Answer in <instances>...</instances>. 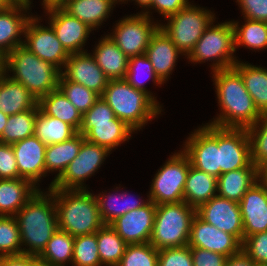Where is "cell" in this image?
I'll return each instance as SVG.
<instances>
[{"mask_svg":"<svg viewBox=\"0 0 267 266\" xmlns=\"http://www.w3.org/2000/svg\"><path fill=\"white\" fill-rule=\"evenodd\" d=\"M261 181L265 184L267 190V180H261Z\"/></svg>","mask_w":267,"mask_h":266,"instance_id":"obj_63","label":"cell"},{"mask_svg":"<svg viewBox=\"0 0 267 266\" xmlns=\"http://www.w3.org/2000/svg\"><path fill=\"white\" fill-rule=\"evenodd\" d=\"M98 253L103 266H117L127 243L110 226L104 225L96 232Z\"/></svg>","mask_w":267,"mask_h":266,"instance_id":"obj_38","label":"cell"},{"mask_svg":"<svg viewBox=\"0 0 267 266\" xmlns=\"http://www.w3.org/2000/svg\"><path fill=\"white\" fill-rule=\"evenodd\" d=\"M220 113L208 124L221 128L248 129L261 117L241 75L232 67L213 71Z\"/></svg>","mask_w":267,"mask_h":266,"instance_id":"obj_1","label":"cell"},{"mask_svg":"<svg viewBox=\"0 0 267 266\" xmlns=\"http://www.w3.org/2000/svg\"><path fill=\"white\" fill-rule=\"evenodd\" d=\"M243 220V241L247 236L267 231V190L259 180L239 202Z\"/></svg>","mask_w":267,"mask_h":266,"instance_id":"obj_22","label":"cell"},{"mask_svg":"<svg viewBox=\"0 0 267 266\" xmlns=\"http://www.w3.org/2000/svg\"><path fill=\"white\" fill-rule=\"evenodd\" d=\"M189 157L180 149L158 169L147 198L155 205L184 201V187L190 167Z\"/></svg>","mask_w":267,"mask_h":266,"instance_id":"obj_9","label":"cell"},{"mask_svg":"<svg viewBox=\"0 0 267 266\" xmlns=\"http://www.w3.org/2000/svg\"><path fill=\"white\" fill-rule=\"evenodd\" d=\"M145 55L151 62L156 75L163 83H166L176 67L177 58L184 54L159 27L152 35Z\"/></svg>","mask_w":267,"mask_h":266,"instance_id":"obj_23","label":"cell"},{"mask_svg":"<svg viewBox=\"0 0 267 266\" xmlns=\"http://www.w3.org/2000/svg\"><path fill=\"white\" fill-rule=\"evenodd\" d=\"M4 73V59L0 56V77Z\"/></svg>","mask_w":267,"mask_h":266,"instance_id":"obj_61","label":"cell"},{"mask_svg":"<svg viewBox=\"0 0 267 266\" xmlns=\"http://www.w3.org/2000/svg\"><path fill=\"white\" fill-rule=\"evenodd\" d=\"M101 97L115 116L136 132L163 111L147 93L135 89L125 79L109 80Z\"/></svg>","mask_w":267,"mask_h":266,"instance_id":"obj_4","label":"cell"},{"mask_svg":"<svg viewBox=\"0 0 267 266\" xmlns=\"http://www.w3.org/2000/svg\"><path fill=\"white\" fill-rule=\"evenodd\" d=\"M14 217L20 231L22 254L38 257L58 230L54 196L49 191L38 190Z\"/></svg>","mask_w":267,"mask_h":266,"instance_id":"obj_2","label":"cell"},{"mask_svg":"<svg viewBox=\"0 0 267 266\" xmlns=\"http://www.w3.org/2000/svg\"><path fill=\"white\" fill-rule=\"evenodd\" d=\"M116 116L110 106L100 96L95 104L82 115V123H102L115 119Z\"/></svg>","mask_w":267,"mask_h":266,"instance_id":"obj_49","label":"cell"},{"mask_svg":"<svg viewBox=\"0 0 267 266\" xmlns=\"http://www.w3.org/2000/svg\"><path fill=\"white\" fill-rule=\"evenodd\" d=\"M148 15L137 13L118 20L113 32L108 35L128 57L145 54L152 35L160 22H154Z\"/></svg>","mask_w":267,"mask_h":266,"instance_id":"obj_10","label":"cell"},{"mask_svg":"<svg viewBox=\"0 0 267 266\" xmlns=\"http://www.w3.org/2000/svg\"><path fill=\"white\" fill-rule=\"evenodd\" d=\"M217 195V178L190 164L184 187V202L198 208Z\"/></svg>","mask_w":267,"mask_h":266,"instance_id":"obj_32","label":"cell"},{"mask_svg":"<svg viewBox=\"0 0 267 266\" xmlns=\"http://www.w3.org/2000/svg\"><path fill=\"white\" fill-rule=\"evenodd\" d=\"M250 140L251 162L259 169L267 163V112L247 129Z\"/></svg>","mask_w":267,"mask_h":266,"instance_id":"obj_42","label":"cell"},{"mask_svg":"<svg viewBox=\"0 0 267 266\" xmlns=\"http://www.w3.org/2000/svg\"><path fill=\"white\" fill-rule=\"evenodd\" d=\"M132 1H135V4L136 3L138 4L137 6H140L141 8H143V11H141L140 13H144V11L149 9V7L151 6V2H152V0H131V2Z\"/></svg>","mask_w":267,"mask_h":266,"instance_id":"obj_57","label":"cell"},{"mask_svg":"<svg viewBox=\"0 0 267 266\" xmlns=\"http://www.w3.org/2000/svg\"><path fill=\"white\" fill-rule=\"evenodd\" d=\"M158 266H193L190 246L159 250Z\"/></svg>","mask_w":267,"mask_h":266,"instance_id":"obj_47","label":"cell"},{"mask_svg":"<svg viewBox=\"0 0 267 266\" xmlns=\"http://www.w3.org/2000/svg\"><path fill=\"white\" fill-rule=\"evenodd\" d=\"M26 266H49V265L40 262L38 258L35 256L26 255Z\"/></svg>","mask_w":267,"mask_h":266,"instance_id":"obj_55","label":"cell"},{"mask_svg":"<svg viewBox=\"0 0 267 266\" xmlns=\"http://www.w3.org/2000/svg\"><path fill=\"white\" fill-rule=\"evenodd\" d=\"M0 266H26V255L2 256Z\"/></svg>","mask_w":267,"mask_h":266,"instance_id":"obj_54","label":"cell"},{"mask_svg":"<svg viewBox=\"0 0 267 266\" xmlns=\"http://www.w3.org/2000/svg\"><path fill=\"white\" fill-rule=\"evenodd\" d=\"M190 3L191 2H189V0H152L151 6L149 7L150 9L144 11L143 14L152 18V12L150 10L153 9L160 15L164 16V18H168L169 16L179 12L181 9L187 7Z\"/></svg>","mask_w":267,"mask_h":266,"instance_id":"obj_51","label":"cell"},{"mask_svg":"<svg viewBox=\"0 0 267 266\" xmlns=\"http://www.w3.org/2000/svg\"><path fill=\"white\" fill-rule=\"evenodd\" d=\"M250 163L251 151L247 129L219 127L220 175L245 168Z\"/></svg>","mask_w":267,"mask_h":266,"instance_id":"obj_16","label":"cell"},{"mask_svg":"<svg viewBox=\"0 0 267 266\" xmlns=\"http://www.w3.org/2000/svg\"><path fill=\"white\" fill-rule=\"evenodd\" d=\"M233 68L241 75L258 111L267 112V68L237 61Z\"/></svg>","mask_w":267,"mask_h":266,"instance_id":"obj_33","label":"cell"},{"mask_svg":"<svg viewBox=\"0 0 267 266\" xmlns=\"http://www.w3.org/2000/svg\"><path fill=\"white\" fill-rule=\"evenodd\" d=\"M75 237L58 229L43 252L37 257L42 263L49 266H66L72 263Z\"/></svg>","mask_w":267,"mask_h":266,"instance_id":"obj_36","label":"cell"},{"mask_svg":"<svg viewBox=\"0 0 267 266\" xmlns=\"http://www.w3.org/2000/svg\"><path fill=\"white\" fill-rule=\"evenodd\" d=\"M196 214L205 222L234 235L243 243V220L239 203L216 195L200 205L196 209Z\"/></svg>","mask_w":267,"mask_h":266,"instance_id":"obj_15","label":"cell"},{"mask_svg":"<svg viewBox=\"0 0 267 266\" xmlns=\"http://www.w3.org/2000/svg\"><path fill=\"white\" fill-rule=\"evenodd\" d=\"M19 0H0V9L10 7L17 3Z\"/></svg>","mask_w":267,"mask_h":266,"instance_id":"obj_58","label":"cell"},{"mask_svg":"<svg viewBox=\"0 0 267 266\" xmlns=\"http://www.w3.org/2000/svg\"><path fill=\"white\" fill-rule=\"evenodd\" d=\"M258 266H267V264H259Z\"/></svg>","mask_w":267,"mask_h":266,"instance_id":"obj_64","label":"cell"},{"mask_svg":"<svg viewBox=\"0 0 267 266\" xmlns=\"http://www.w3.org/2000/svg\"><path fill=\"white\" fill-rule=\"evenodd\" d=\"M39 109L51 117L62 120L79 132L82 124V113L67 99L58 88L38 100Z\"/></svg>","mask_w":267,"mask_h":266,"instance_id":"obj_34","label":"cell"},{"mask_svg":"<svg viewBox=\"0 0 267 266\" xmlns=\"http://www.w3.org/2000/svg\"><path fill=\"white\" fill-rule=\"evenodd\" d=\"M32 1L19 0L14 5L0 9V56L4 58L16 47L22 46L24 31L32 13ZM28 13V15L26 14Z\"/></svg>","mask_w":267,"mask_h":266,"instance_id":"obj_19","label":"cell"},{"mask_svg":"<svg viewBox=\"0 0 267 266\" xmlns=\"http://www.w3.org/2000/svg\"><path fill=\"white\" fill-rule=\"evenodd\" d=\"M158 257L159 250L149 242L144 244H127L117 266H158Z\"/></svg>","mask_w":267,"mask_h":266,"instance_id":"obj_45","label":"cell"},{"mask_svg":"<svg viewBox=\"0 0 267 266\" xmlns=\"http://www.w3.org/2000/svg\"><path fill=\"white\" fill-rule=\"evenodd\" d=\"M155 212L156 205L150 201L147 205L116 218L109 225L127 244L148 243L153 232Z\"/></svg>","mask_w":267,"mask_h":266,"instance_id":"obj_18","label":"cell"},{"mask_svg":"<svg viewBox=\"0 0 267 266\" xmlns=\"http://www.w3.org/2000/svg\"><path fill=\"white\" fill-rule=\"evenodd\" d=\"M260 180H267V163L260 168Z\"/></svg>","mask_w":267,"mask_h":266,"instance_id":"obj_59","label":"cell"},{"mask_svg":"<svg viewBox=\"0 0 267 266\" xmlns=\"http://www.w3.org/2000/svg\"><path fill=\"white\" fill-rule=\"evenodd\" d=\"M3 59L4 73L14 81L23 84L37 100L58 89L61 71L51 63L40 59L23 45L16 47Z\"/></svg>","mask_w":267,"mask_h":266,"instance_id":"obj_5","label":"cell"},{"mask_svg":"<svg viewBox=\"0 0 267 266\" xmlns=\"http://www.w3.org/2000/svg\"><path fill=\"white\" fill-rule=\"evenodd\" d=\"M38 190L23 178L0 179V215L15 216Z\"/></svg>","mask_w":267,"mask_h":266,"instance_id":"obj_27","label":"cell"},{"mask_svg":"<svg viewBox=\"0 0 267 266\" xmlns=\"http://www.w3.org/2000/svg\"><path fill=\"white\" fill-rule=\"evenodd\" d=\"M142 73L143 75H147H145L146 77L143 76L145 80L141 77ZM124 79L135 89L147 93L162 108V105H160L157 101L155 95L153 96V93L149 91V89L147 90V86H145L144 83V81L151 79L156 86H161L162 84L164 85V83L156 75L151 62L145 54L129 58L128 69Z\"/></svg>","mask_w":267,"mask_h":266,"instance_id":"obj_40","label":"cell"},{"mask_svg":"<svg viewBox=\"0 0 267 266\" xmlns=\"http://www.w3.org/2000/svg\"><path fill=\"white\" fill-rule=\"evenodd\" d=\"M20 231L14 216L0 215V257L22 254Z\"/></svg>","mask_w":267,"mask_h":266,"instance_id":"obj_44","label":"cell"},{"mask_svg":"<svg viewBox=\"0 0 267 266\" xmlns=\"http://www.w3.org/2000/svg\"><path fill=\"white\" fill-rule=\"evenodd\" d=\"M39 106L8 116L0 142L13 144L34 135L35 120Z\"/></svg>","mask_w":267,"mask_h":266,"instance_id":"obj_39","label":"cell"},{"mask_svg":"<svg viewBox=\"0 0 267 266\" xmlns=\"http://www.w3.org/2000/svg\"><path fill=\"white\" fill-rule=\"evenodd\" d=\"M101 37L91 55L109 80L124 79L129 58L108 34Z\"/></svg>","mask_w":267,"mask_h":266,"instance_id":"obj_26","label":"cell"},{"mask_svg":"<svg viewBox=\"0 0 267 266\" xmlns=\"http://www.w3.org/2000/svg\"><path fill=\"white\" fill-rule=\"evenodd\" d=\"M85 140L107 147L110 151L128 141L135 131L119 118L102 123H82L79 132Z\"/></svg>","mask_w":267,"mask_h":266,"instance_id":"obj_24","label":"cell"},{"mask_svg":"<svg viewBox=\"0 0 267 266\" xmlns=\"http://www.w3.org/2000/svg\"><path fill=\"white\" fill-rule=\"evenodd\" d=\"M41 5L45 9V15L49 16L48 25L52 27L66 51L69 54L86 52L85 43L93 30L59 5L48 2Z\"/></svg>","mask_w":267,"mask_h":266,"instance_id":"obj_14","label":"cell"},{"mask_svg":"<svg viewBox=\"0 0 267 266\" xmlns=\"http://www.w3.org/2000/svg\"><path fill=\"white\" fill-rule=\"evenodd\" d=\"M63 70L61 74L66 79L81 84L100 96L109 81L94 57L87 51L70 54Z\"/></svg>","mask_w":267,"mask_h":266,"instance_id":"obj_21","label":"cell"},{"mask_svg":"<svg viewBox=\"0 0 267 266\" xmlns=\"http://www.w3.org/2000/svg\"><path fill=\"white\" fill-rule=\"evenodd\" d=\"M8 121V115H6L1 109H0V138L3 134L4 128Z\"/></svg>","mask_w":267,"mask_h":266,"instance_id":"obj_56","label":"cell"},{"mask_svg":"<svg viewBox=\"0 0 267 266\" xmlns=\"http://www.w3.org/2000/svg\"><path fill=\"white\" fill-rule=\"evenodd\" d=\"M121 187H116L113 192L115 193H98L95 195L96 200L98 202L99 212L102 221L105 225H109L113 222L116 218L123 216L124 214L141 208L147 205L150 202V199L142 200L141 197L138 199H132L134 195L127 193V191H122L121 193H116L121 191Z\"/></svg>","mask_w":267,"mask_h":266,"instance_id":"obj_30","label":"cell"},{"mask_svg":"<svg viewBox=\"0 0 267 266\" xmlns=\"http://www.w3.org/2000/svg\"><path fill=\"white\" fill-rule=\"evenodd\" d=\"M215 19V13L211 10L190 3L176 14L166 18L167 24L162 22L159 27L186 57Z\"/></svg>","mask_w":267,"mask_h":266,"instance_id":"obj_8","label":"cell"},{"mask_svg":"<svg viewBox=\"0 0 267 266\" xmlns=\"http://www.w3.org/2000/svg\"><path fill=\"white\" fill-rule=\"evenodd\" d=\"M72 266H102L96 233L75 237Z\"/></svg>","mask_w":267,"mask_h":266,"instance_id":"obj_43","label":"cell"},{"mask_svg":"<svg viewBox=\"0 0 267 266\" xmlns=\"http://www.w3.org/2000/svg\"><path fill=\"white\" fill-rule=\"evenodd\" d=\"M196 208L181 201L156 205L150 244L158 250L188 245Z\"/></svg>","mask_w":267,"mask_h":266,"instance_id":"obj_6","label":"cell"},{"mask_svg":"<svg viewBox=\"0 0 267 266\" xmlns=\"http://www.w3.org/2000/svg\"><path fill=\"white\" fill-rule=\"evenodd\" d=\"M260 180V169L252 162L245 168L229 171L217 178V195L240 202L244 194Z\"/></svg>","mask_w":267,"mask_h":266,"instance_id":"obj_25","label":"cell"},{"mask_svg":"<svg viewBox=\"0 0 267 266\" xmlns=\"http://www.w3.org/2000/svg\"><path fill=\"white\" fill-rule=\"evenodd\" d=\"M54 196L58 229L76 237L96 233L105 224L95 194L88 189H48Z\"/></svg>","mask_w":267,"mask_h":266,"instance_id":"obj_3","label":"cell"},{"mask_svg":"<svg viewBox=\"0 0 267 266\" xmlns=\"http://www.w3.org/2000/svg\"><path fill=\"white\" fill-rule=\"evenodd\" d=\"M84 135L77 133L71 139L46 146L45 151V168L46 175L56 172L54 179L49 185L51 189L56 180L60 178L67 166L78 155L81 144L84 142Z\"/></svg>","mask_w":267,"mask_h":266,"instance_id":"obj_31","label":"cell"},{"mask_svg":"<svg viewBox=\"0 0 267 266\" xmlns=\"http://www.w3.org/2000/svg\"><path fill=\"white\" fill-rule=\"evenodd\" d=\"M215 20L206 28L194 48L186 56L189 62L210 63V70L229 69L238 61L234 55L235 40L232 22L226 21L214 25Z\"/></svg>","mask_w":267,"mask_h":266,"instance_id":"obj_7","label":"cell"},{"mask_svg":"<svg viewBox=\"0 0 267 266\" xmlns=\"http://www.w3.org/2000/svg\"><path fill=\"white\" fill-rule=\"evenodd\" d=\"M110 152L107 147L84 140L78 155L69 163L51 189H90L86 187V180L104 164Z\"/></svg>","mask_w":267,"mask_h":266,"instance_id":"obj_11","label":"cell"},{"mask_svg":"<svg viewBox=\"0 0 267 266\" xmlns=\"http://www.w3.org/2000/svg\"><path fill=\"white\" fill-rule=\"evenodd\" d=\"M66 0H49L48 3L61 6Z\"/></svg>","mask_w":267,"mask_h":266,"instance_id":"obj_60","label":"cell"},{"mask_svg":"<svg viewBox=\"0 0 267 266\" xmlns=\"http://www.w3.org/2000/svg\"><path fill=\"white\" fill-rule=\"evenodd\" d=\"M58 88L82 115L99 99L100 95L87 87L66 79L62 74Z\"/></svg>","mask_w":267,"mask_h":266,"instance_id":"obj_41","label":"cell"},{"mask_svg":"<svg viewBox=\"0 0 267 266\" xmlns=\"http://www.w3.org/2000/svg\"><path fill=\"white\" fill-rule=\"evenodd\" d=\"M193 266H225L227 257L223 254L209 250L190 247Z\"/></svg>","mask_w":267,"mask_h":266,"instance_id":"obj_52","label":"cell"},{"mask_svg":"<svg viewBox=\"0 0 267 266\" xmlns=\"http://www.w3.org/2000/svg\"><path fill=\"white\" fill-rule=\"evenodd\" d=\"M188 245L229 257L242 249V243L234 236L223 232L202 220L197 214L191 223Z\"/></svg>","mask_w":267,"mask_h":266,"instance_id":"obj_17","label":"cell"},{"mask_svg":"<svg viewBox=\"0 0 267 266\" xmlns=\"http://www.w3.org/2000/svg\"><path fill=\"white\" fill-rule=\"evenodd\" d=\"M116 4L114 0H66L61 7L92 30H96L106 22Z\"/></svg>","mask_w":267,"mask_h":266,"instance_id":"obj_29","label":"cell"},{"mask_svg":"<svg viewBox=\"0 0 267 266\" xmlns=\"http://www.w3.org/2000/svg\"><path fill=\"white\" fill-rule=\"evenodd\" d=\"M78 132L68 123L45 115L40 109L35 120L34 135L44 144L51 145L67 141Z\"/></svg>","mask_w":267,"mask_h":266,"instance_id":"obj_35","label":"cell"},{"mask_svg":"<svg viewBox=\"0 0 267 266\" xmlns=\"http://www.w3.org/2000/svg\"><path fill=\"white\" fill-rule=\"evenodd\" d=\"M40 20L41 17L37 15H32L28 20L23 36V46L40 59L63 71L70 54L62 46L52 27L44 26Z\"/></svg>","mask_w":267,"mask_h":266,"instance_id":"obj_13","label":"cell"},{"mask_svg":"<svg viewBox=\"0 0 267 266\" xmlns=\"http://www.w3.org/2000/svg\"><path fill=\"white\" fill-rule=\"evenodd\" d=\"M16 157L11 144L0 142V179H17Z\"/></svg>","mask_w":267,"mask_h":266,"instance_id":"obj_48","label":"cell"},{"mask_svg":"<svg viewBox=\"0 0 267 266\" xmlns=\"http://www.w3.org/2000/svg\"><path fill=\"white\" fill-rule=\"evenodd\" d=\"M189 134L183 144V152L189 157L191 165L198 170L220 176L219 166V127L202 124Z\"/></svg>","mask_w":267,"mask_h":266,"instance_id":"obj_12","label":"cell"},{"mask_svg":"<svg viewBox=\"0 0 267 266\" xmlns=\"http://www.w3.org/2000/svg\"><path fill=\"white\" fill-rule=\"evenodd\" d=\"M242 250L257 265L267 264V231L247 236L242 243Z\"/></svg>","mask_w":267,"mask_h":266,"instance_id":"obj_46","label":"cell"},{"mask_svg":"<svg viewBox=\"0 0 267 266\" xmlns=\"http://www.w3.org/2000/svg\"><path fill=\"white\" fill-rule=\"evenodd\" d=\"M11 145L15 153L20 178L29 180L40 190L38 182L41 181L42 177H46L45 151L47 145L35 135Z\"/></svg>","mask_w":267,"mask_h":266,"instance_id":"obj_20","label":"cell"},{"mask_svg":"<svg viewBox=\"0 0 267 266\" xmlns=\"http://www.w3.org/2000/svg\"><path fill=\"white\" fill-rule=\"evenodd\" d=\"M114 1H115L117 4H118V3H119V4H120V3L122 4V3H126V2L128 3V1H130V0H114Z\"/></svg>","mask_w":267,"mask_h":266,"instance_id":"obj_62","label":"cell"},{"mask_svg":"<svg viewBox=\"0 0 267 266\" xmlns=\"http://www.w3.org/2000/svg\"><path fill=\"white\" fill-rule=\"evenodd\" d=\"M243 18L267 22V0H236Z\"/></svg>","mask_w":267,"mask_h":266,"instance_id":"obj_50","label":"cell"},{"mask_svg":"<svg viewBox=\"0 0 267 266\" xmlns=\"http://www.w3.org/2000/svg\"><path fill=\"white\" fill-rule=\"evenodd\" d=\"M225 266H258L248 255L241 249L238 253H235L227 257Z\"/></svg>","mask_w":267,"mask_h":266,"instance_id":"obj_53","label":"cell"},{"mask_svg":"<svg viewBox=\"0 0 267 266\" xmlns=\"http://www.w3.org/2000/svg\"><path fill=\"white\" fill-rule=\"evenodd\" d=\"M37 98L21 83L6 73L0 77V109L8 116L33 109Z\"/></svg>","mask_w":267,"mask_h":266,"instance_id":"obj_28","label":"cell"},{"mask_svg":"<svg viewBox=\"0 0 267 266\" xmlns=\"http://www.w3.org/2000/svg\"><path fill=\"white\" fill-rule=\"evenodd\" d=\"M243 25L239 21H232L234 28L235 50L244 46L250 50L267 49V22L244 18Z\"/></svg>","mask_w":267,"mask_h":266,"instance_id":"obj_37","label":"cell"}]
</instances>
